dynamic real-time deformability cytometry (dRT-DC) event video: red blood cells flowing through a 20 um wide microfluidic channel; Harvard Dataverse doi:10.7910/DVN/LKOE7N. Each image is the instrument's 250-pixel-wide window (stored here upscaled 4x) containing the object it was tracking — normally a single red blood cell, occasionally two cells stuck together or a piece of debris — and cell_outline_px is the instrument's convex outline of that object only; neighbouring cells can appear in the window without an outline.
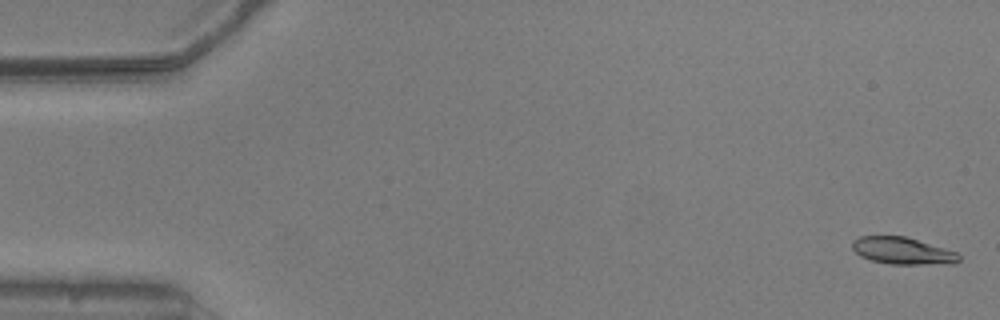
{"species": "common noctule bat (a hibernating species)", "species_latin": "Nyctalus noctula", "temperature_condition": "warm", "stored_images_in_passage": 54, "camera_frame_rate_fps": 3000, "um_per_image_px": 0.085, "animal": {"sex": "male", "body_mass_g": 20.5, "forearm_length_mm": 52.5}, "frame": {"image": 1, "passage_image": 2, "time_ms": 0.333, "image_size_px": [1000, 320], "cell_outline_px": [[960, 260], [956, 264], [892, 264], [872, 260], [860, 256], [852, 248], [852, 240], [860, 236], [904, 236], [944, 248], [956, 252], [960, 256]], "centroid_in_image_um": [76.72, 21.32], "position_along_channel_um": 8.3, "area_um2": 16.7}}
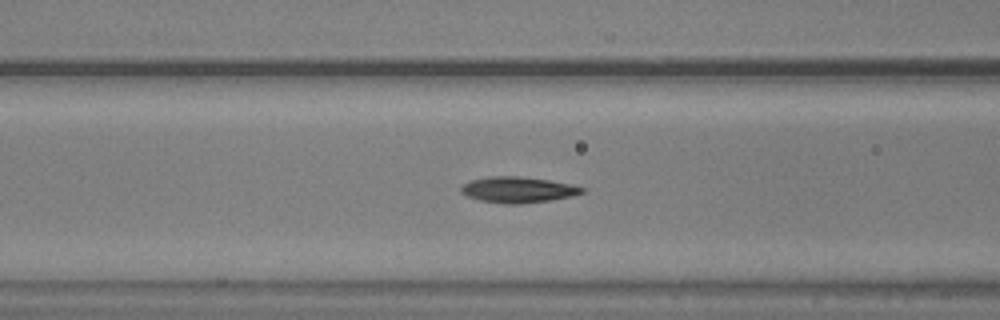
{"frame": {"image": 2, "passage_image": 22, "time_ms": 7.0, "image_size_px": [1000, 320], "cell_outline_px": [[584, 192], [572, 196], [548, 200], [520, 204], [504, 204], [480, 200], [468, 196], [460, 192], [460, 188], [464, 184], [472, 180], [488, 176], [516, 176], [548, 180], [568, 184], [584, 188]], "centroid_in_image_um": [43.98, 16.13], "position_along_channel_um": 122.6, "area_um2": 17.98}}
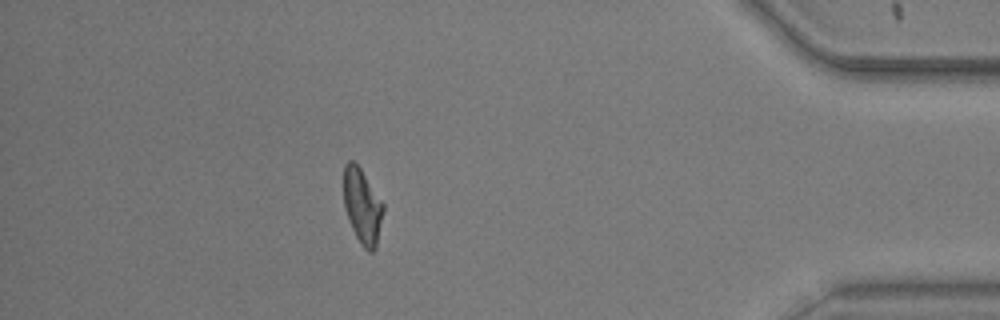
{"frame": {"image": 3, "passage_image": 48, "time_ms": 15.667, "image_size_px": [1000, 320], "cell_outline_px": [[384, 208], [376, 248], [372, 252], [368, 252], [360, 244], [348, 220], [344, 208], [344, 164], [348, 160], [352, 160], [360, 168], [384, 204]], "centroid_in_image_um": [30.79, 17.54], "position_along_channel_um": 404.4, "area_um2": 17.28}, "authors_computed_cell_mechanics": {"area_um2": 17.629, "velocity_mm_per_s": 3.7916, "shape_relaxation_time_tau1_ms": 3.9473, "shape_relaxation_time_tau2_ms": 2.0005, "deformation_change_tau1": 0.1573, "deformation_change_tau2": 0.073}}